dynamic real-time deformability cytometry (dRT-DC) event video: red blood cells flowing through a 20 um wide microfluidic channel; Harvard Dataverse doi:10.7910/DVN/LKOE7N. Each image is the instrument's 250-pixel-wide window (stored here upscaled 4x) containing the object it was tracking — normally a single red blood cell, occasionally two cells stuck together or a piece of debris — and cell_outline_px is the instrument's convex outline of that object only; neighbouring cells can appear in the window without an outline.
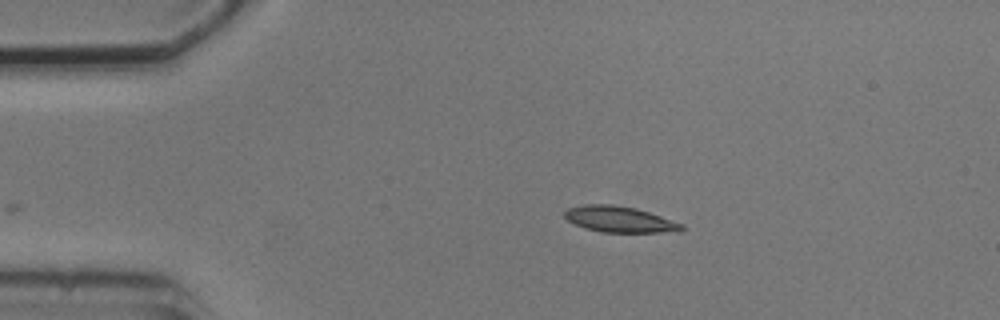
{"species": "common noctule bat (a hibernating species)", "species_latin": "Nyctalus noctula", "temperature_condition": "cold", "stored_images_in_passage": 3, "camera_frame_rate_fps": 3000, "um_per_image_px": 0.085, "animal": {"sex": "male", "body_mass_g": 20.5, "forearm_length_mm": 52.5}, "frame": {"image": 1, "passage_image": 3, "time_ms": 2.333, "image_size_px": [1000, 320], "cell_outline_px": [[684, 228], [680, 232], [600, 232], [584, 228], [568, 220], [564, 216], [564, 212], [568, 208], [584, 204], [612, 204], [636, 208], [684, 224]], "centroid_in_image_um": [52.67, 18.64], "position_along_channel_um": 32.3, "area_um2": 17.74}}